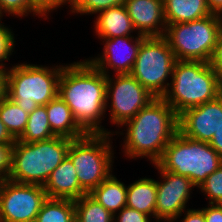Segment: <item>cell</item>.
I'll use <instances>...</instances> for the list:
<instances>
[{
	"mask_svg": "<svg viewBox=\"0 0 222 222\" xmlns=\"http://www.w3.org/2000/svg\"><path fill=\"white\" fill-rule=\"evenodd\" d=\"M107 76L86 58L64 63L58 95L70 107L74 119L88 134H113L102 125L106 114ZM106 116V117H105Z\"/></svg>",
	"mask_w": 222,
	"mask_h": 222,
	"instance_id": "1",
	"label": "cell"
},
{
	"mask_svg": "<svg viewBox=\"0 0 222 222\" xmlns=\"http://www.w3.org/2000/svg\"><path fill=\"white\" fill-rule=\"evenodd\" d=\"M121 127L126 128L113 133L124 136L121 153L129 160L147 158L153 165L178 131V115L163 98H154Z\"/></svg>",
	"mask_w": 222,
	"mask_h": 222,
	"instance_id": "2",
	"label": "cell"
},
{
	"mask_svg": "<svg viewBox=\"0 0 222 222\" xmlns=\"http://www.w3.org/2000/svg\"><path fill=\"white\" fill-rule=\"evenodd\" d=\"M222 94V79L207 62L176 60L170 85L163 99L180 115L188 108L217 99Z\"/></svg>",
	"mask_w": 222,
	"mask_h": 222,
	"instance_id": "3",
	"label": "cell"
},
{
	"mask_svg": "<svg viewBox=\"0 0 222 222\" xmlns=\"http://www.w3.org/2000/svg\"><path fill=\"white\" fill-rule=\"evenodd\" d=\"M71 140L62 136L35 142L16 140L8 179L22 184L44 186L50 174L67 157Z\"/></svg>",
	"mask_w": 222,
	"mask_h": 222,
	"instance_id": "4",
	"label": "cell"
},
{
	"mask_svg": "<svg viewBox=\"0 0 222 222\" xmlns=\"http://www.w3.org/2000/svg\"><path fill=\"white\" fill-rule=\"evenodd\" d=\"M10 65L6 71V96L27 113L58 96L64 64L46 66L20 62Z\"/></svg>",
	"mask_w": 222,
	"mask_h": 222,
	"instance_id": "5",
	"label": "cell"
},
{
	"mask_svg": "<svg viewBox=\"0 0 222 222\" xmlns=\"http://www.w3.org/2000/svg\"><path fill=\"white\" fill-rule=\"evenodd\" d=\"M156 164L164 171L188 177L198 188L222 165V157L209 143L193 140L177 131Z\"/></svg>",
	"mask_w": 222,
	"mask_h": 222,
	"instance_id": "6",
	"label": "cell"
},
{
	"mask_svg": "<svg viewBox=\"0 0 222 222\" xmlns=\"http://www.w3.org/2000/svg\"><path fill=\"white\" fill-rule=\"evenodd\" d=\"M113 134H86L71 140L67 156L71 159L80 187L89 194L113 171Z\"/></svg>",
	"mask_w": 222,
	"mask_h": 222,
	"instance_id": "7",
	"label": "cell"
},
{
	"mask_svg": "<svg viewBox=\"0 0 222 222\" xmlns=\"http://www.w3.org/2000/svg\"><path fill=\"white\" fill-rule=\"evenodd\" d=\"M222 31V16L211 14L202 19L169 24L164 38L176 60L209 63Z\"/></svg>",
	"mask_w": 222,
	"mask_h": 222,
	"instance_id": "8",
	"label": "cell"
},
{
	"mask_svg": "<svg viewBox=\"0 0 222 222\" xmlns=\"http://www.w3.org/2000/svg\"><path fill=\"white\" fill-rule=\"evenodd\" d=\"M175 61L174 53L163 36L146 37L130 74L156 98H162L170 85Z\"/></svg>",
	"mask_w": 222,
	"mask_h": 222,
	"instance_id": "9",
	"label": "cell"
},
{
	"mask_svg": "<svg viewBox=\"0 0 222 222\" xmlns=\"http://www.w3.org/2000/svg\"><path fill=\"white\" fill-rule=\"evenodd\" d=\"M154 98L131 74L107 76L106 113L109 112L108 120L116 129L121 128Z\"/></svg>",
	"mask_w": 222,
	"mask_h": 222,
	"instance_id": "10",
	"label": "cell"
},
{
	"mask_svg": "<svg viewBox=\"0 0 222 222\" xmlns=\"http://www.w3.org/2000/svg\"><path fill=\"white\" fill-rule=\"evenodd\" d=\"M47 198L43 186L1 181L0 222H35Z\"/></svg>",
	"mask_w": 222,
	"mask_h": 222,
	"instance_id": "11",
	"label": "cell"
},
{
	"mask_svg": "<svg viewBox=\"0 0 222 222\" xmlns=\"http://www.w3.org/2000/svg\"><path fill=\"white\" fill-rule=\"evenodd\" d=\"M153 166L160 176L156 180V222H173L184 210L189 209L187 203L197 187L188 177L164 171L157 164Z\"/></svg>",
	"mask_w": 222,
	"mask_h": 222,
	"instance_id": "12",
	"label": "cell"
},
{
	"mask_svg": "<svg viewBox=\"0 0 222 222\" xmlns=\"http://www.w3.org/2000/svg\"><path fill=\"white\" fill-rule=\"evenodd\" d=\"M145 38L146 36L98 38L104 46L101 53L86 59L106 76H110L112 73L114 75L130 74L139 47Z\"/></svg>",
	"mask_w": 222,
	"mask_h": 222,
	"instance_id": "13",
	"label": "cell"
},
{
	"mask_svg": "<svg viewBox=\"0 0 222 222\" xmlns=\"http://www.w3.org/2000/svg\"><path fill=\"white\" fill-rule=\"evenodd\" d=\"M222 124V94L215 100L188 108L178 115V131L193 140L210 143Z\"/></svg>",
	"mask_w": 222,
	"mask_h": 222,
	"instance_id": "14",
	"label": "cell"
},
{
	"mask_svg": "<svg viewBox=\"0 0 222 222\" xmlns=\"http://www.w3.org/2000/svg\"><path fill=\"white\" fill-rule=\"evenodd\" d=\"M125 7L137 34L162 37L165 34L163 0H125Z\"/></svg>",
	"mask_w": 222,
	"mask_h": 222,
	"instance_id": "15",
	"label": "cell"
},
{
	"mask_svg": "<svg viewBox=\"0 0 222 222\" xmlns=\"http://www.w3.org/2000/svg\"><path fill=\"white\" fill-rule=\"evenodd\" d=\"M48 198L76 200L87 193L80 187L77 172L67 156L43 186Z\"/></svg>",
	"mask_w": 222,
	"mask_h": 222,
	"instance_id": "16",
	"label": "cell"
},
{
	"mask_svg": "<svg viewBox=\"0 0 222 222\" xmlns=\"http://www.w3.org/2000/svg\"><path fill=\"white\" fill-rule=\"evenodd\" d=\"M94 18L93 32L97 38L143 36L135 31L125 5L100 11Z\"/></svg>",
	"mask_w": 222,
	"mask_h": 222,
	"instance_id": "17",
	"label": "cell"
},
{
	"mask_svg": "<svg viewBox=\"0 0 222 222\" xmlns=\"http://www.w3.org/2000/svg\"><path fill=\"white\" fill-rule=\"evenodd\" d=\"M45 106L50 128L56 136L67 137L73 140L87 134L74 119L70 107L59 95Z\"/></svg>",
	"mask_w": 222,
	"mask_h": 222,
	"instance_id": "18",
	"label": "cell"
},
{
	"mask_svg": "<svg viewBox=\"0 0 222 222\" xmlns=\"http://www.w3.org/2000/svg\"><path fill=\"white\" fill-rule=\"evenodd\" d=\"M157 182L153 178L138 177L127 185L126 206L147 214L156 222Z\"/></svg>",
	"mask_w": 222,
	"mask_h": 222,
	"instance_id": "19",
	"label": "cell"
},
{
	"mask_svg": "<svg viewBox=\"0 0 222 222\" xmlns=\"http://www.w3.org/2000/svg\"><path fill=\"white\" fill-rule=\"evenodd\" d=\"M166 25L190 22L211 15L206 0H163Z\"/></svg>",
	"mask_w": 222,
	"mask_h": 222,
	"instance_id": "20",
	"label": "cell"
},
{
	"mask_svg": "<svg viewBox=\"0 0 222 222\" xmlns=\"http://www.w3.org/2000/svg\"><path fill=\"white\" fill-rule=\"evenodd\" d=\"M89 195L114 215L126 207L127 184L119 180L113 172Z\"/></svg>",
	"mask_w": 222,
	"mask_h": 222,
	"instance_id": "21",
	"label": "cell"
},
{
	"mask_svg": "<svg viewBox=\"0 0 222 222\" xmlns=\"http://www.w3.org/2000/svg\"><path fill=\"white\" fill-rule=\"evenodd\" d=\"M75 204L71 199L47 198L35 222H73Z\"/></svg>",
	"mask_w": 222,
	"mask_h": 222,
	"instance_id": "22",
	"label": "cell"
},
{
	"mask_svg": "<svg viewBox=\"0 0 222 222\" xmlns=\"http://www.w3.org/2000/svg\"><path fill=\"white\" fill-rule=\"evenodd\" d=\"M56 136L49 124L46 106L38 105L28 116V122L18 141L35 142L47 140Z\"/></svg>",
	"mask_w": 222,
	"mask_h": 222,
	"instance_id": "23",
	"label": "cell"
},
{
	"mask_svg": "<svg viewBox=\"0 0 222 222\" xmlns=\"http://www.w3.org/2000/svg\"><path fill=\"white\" fill-rule=\"evenodd\" d=\"M28 116L29 113L7 96L0 101V119L15 140H18L25 131Z\"/></svg>",
	"mask_w": 222,
	"mask_h": 222,
	"instance_id": "24",
	"label": "cell"
},
{
	"mask_svg": "<svg viewBox=\"0 0 222 222\" xmlns=\"http://www.w3.org/2000/svg\"><path fill=\"white\" fill-rule=\"evenodd\" d=\"M77 222H113L114 215L89 194L74 200Z\"/></svg>",
	"mask_w": 222,
	"mask_h": 222,
	"instance_id": "25",
	"label": "cell"
},
{
	"mask_svg": "<svg viewBox=\"0 0 222 222\" xmlns=\"http://www.w3.org/2000/svg\"><path fill=\"white\" fill-rule=\"evenodd\" d=\"M125 0H72L71 8L68 9L72 15H97L100 11L111 7L121 6Z\"/></svg>",
	"mask_w": 222,
	"mask_h": 222,
	"instance_id": "26",
	"label": "cell"
},
{
	"mask_svg": "<svg viewBox=\"0 0 222 222\" xmlns=\"http://www.w3.org/2000/svg\"><path fill=\"white\" fill-rule=\"evenodd\" d=\"M0 12L4 16L22 19L28 15L45 19L32 5L30 0H0Z\"/></svg>",
	"mask_w": 222,
	"mask_h": 222,
	"instance_id": "27",
	"label": "cell"
},
{
	"mask_svg": "<svg viewBox=\"0 0 222 222\" xmlns=\"http://www.w3.org/2000/svg\"><path fill=\"white\" fill-rule=\"evenodd\" d=\"M209 204H222V165L198 187Z\"/></svg>",
	"mask_w": 222,
	"mask_h": 222,
	"instance_id": "28",
	"label": "cell"
},
{
	"mask_svg": "<svg viewBox=\"0 0 222 222\" xmlns=\"http://www.w3.org/2000/svg\"><path fill=\"white\" fill-rule=\"evenodd\" d=\"M14 35L12 27L9 28L4 22L0 25V70L5 72L11 67L7 61L10 62V56L16 52L14 51L16 45Z\"/></svg>",
	"mask_w": 222,
	"mask_h": 222,
	"instance_id": "29",
	"label": "cell"
},
{
	"mask_svg": "<svg viewBox=\"0 0 222 222\" xmlns=\"http://www.w3.org/2000/svg\"><path fill=\"white\" fill-rule=\"evenodd\" d=\"M30 2L45 20H49L48 15L53 14V12L59 10V8H64L63 6L65 5L70 6V9L72 4V0H30Z\"/></svg>",
	"mask_w": 222,
	"mask_h": 222,
	"instance_id": "30",
	"label": "cell"
},
{
	"mask_svg": "<svg viewBox=\"0 0 222 222\" xmlns=\"http://www.w3.org/2000/svg\"><path fill=\"white\" fill-rule=\"evenodd\" d=\"M113 222H152V218L147 214L126 206L114 214Z\"/></svg>",
	"mask_w": 222,
	"mask_h": 222,
	"instance_id": "31",
	"label": "cell"
},
{
	"mask_svg": "<svg viewBox=\"0 0 222 222\" xmlns=\"http://www.w3.org/2000/svg\"><path fill=\"white\" fill-rule=\"evenodd\" d=\"M14 144H0V179L7 180L11 170L12 150Z\"/></svg>",
	"mask_w": 222,
	"mask_h": 222,
	"instance_id": "32",
	"label": "cell"
},
{
	"mask_svg": "<svg viewBox=\"0 0 222 222\" xmlns=\"http://www.w3.org/2000/svg\"><path fill=\"white\" fill-rule=\"evenodd\" d=\"M203 212L206 222H222V204H207L199 207Z\"/></svg>",
	"mask_w": 222,
	"mask_h": 222,
	"instance_id": "33",
	"label": "cell"
},
{
	"mask_svg": "<svg viewBox=\"0 0 222 222\" xmlns=\"http://www.w3.org/2000/svg\"><path fill=\"white\" fill-rule=\"evenodd\" d=\"M209 64L218 72L219 76L222 79V31L219 35Z\"/></svg>",
	"mask_w": 222,
	"mask_h": 222,
	"instance_id": "34",
	"label": "cell"
},
{
	"mask_svg": "<svg viewBox=\"0 0 222 222\" xmlns=\"http://www.w3.org/2000/svg\"><path fill=\"white\" fill-rule=\"evenodd\" d=\"M181 216H183V218ZM178 221L179 222H206L204 214L199 208L198 209L189 208L187 210H184L173 222H178Z\"/></svg>",
	"mask_w": 222,
	"mask_h": 222,
	"instance_id": "35",
	"label": "cell"
},
{
	"mask_svg": "<svg viewBox=\"0 0 222 222\" xmlns=\"http://www.w3.org/2000/svg\"><path fill=\"white\" fill-rule=\"evenodd\" d=\"M209 144L222 157V124L214 133Z\"/></svg>",
	"mask_w": 222,
	"mask_h": 222,
	"instance_id": "36",
	"label": "cell"
},
{
	"mask_svg": "<svg viewBox=\"0 0 222 222\" xmlns=\"http://www.w3.org/2000/svg\"><path fill=\"white\" fill-rule=\"evenodd\" d=\"M15 139L7 130L5 124L0 119V144H14Z\"/></svg>",
	"mask_w": 222,
	"mask_h": 222,
	"instance_id": "37",
	"label": "cell"
},
{
	"mask_svg": "<svg viewBox=\"0 0 222 222\" xmlns=\"http://www.w3.org/2000/svg\"><path fill=\"white\" fill-rule=\"evenodd\" d=\"M206 3L212 14L222 16V0H206Z\"/></svg>",
	"mask_w": 222,
	"mask_h": 222,
	"instance_id": "38",
	"label": "cell"
},
{
	"mask_svg": "<svg viewBox=\"0 0 222 222\" xmlns=\"http://www.w3.org/2000/svg\"><path fill=\"white\" fill-rule=\"evenodd\" d=\"M6 96V72L0 70V101Z\"/></svg>",
	"mask_w": 222,
	"mask_h": 222,
	"instance_id": "39",
	"label": "cell"
},
{
	"mask_svg": "<svg viewBox=\"0 0 222 222\" xmlns=\"http://www.w3.org/2000/svg\"><path fill=\"white\" fill-rule=\"evenodd\" d=\"M3 17H4V15L0 12V25L3 23L2 22V20L4 19Z\"/></svg>",
	"mask_w": 222,
	"mask_h": 222,
	"instance_id": "40",
	"label": "cell"
}]
</instances>
